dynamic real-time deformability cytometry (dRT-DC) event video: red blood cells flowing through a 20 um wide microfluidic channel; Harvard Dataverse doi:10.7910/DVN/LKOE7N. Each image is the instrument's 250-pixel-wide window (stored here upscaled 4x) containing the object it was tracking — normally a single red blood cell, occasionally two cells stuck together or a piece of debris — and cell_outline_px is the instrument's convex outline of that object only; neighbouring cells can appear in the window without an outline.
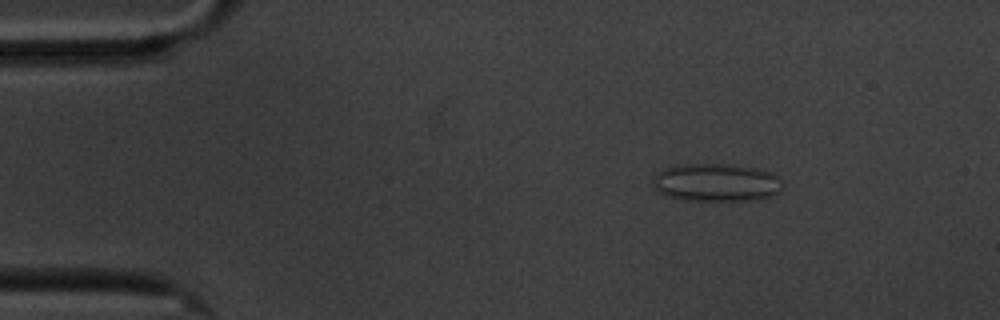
{"species": "common noctule bat (a hibernating species)", "species_latin": "Nyctalus noctula", "temperature_condition": "cold", "stored_images_in_passage": 8, "camera_frame_rate_fps": 3000, "um_per_image_px": 0.085, "animal": {"sex": "male", "body_mass_g": 20.1, "forearm_length_mm": 53.5}, "frame": {"image": 1, "passage_image": 3, "time_ms": 2.333, "image_size_px": [1000, 320], "cell_outline_px": [[784, 188], [780, 192], [772, 196], [756, 200], [684, 200], [668, 196], [660, 192], [656, 188], [656, 172], [664, 168], [676, 164], [724, 164], [756, 168], [772, 172], [784, 180]], "centroid_in_image_um": [60.98, 15.51], "position_along_channel_um": 24.0, "area_um2": 28.84}}
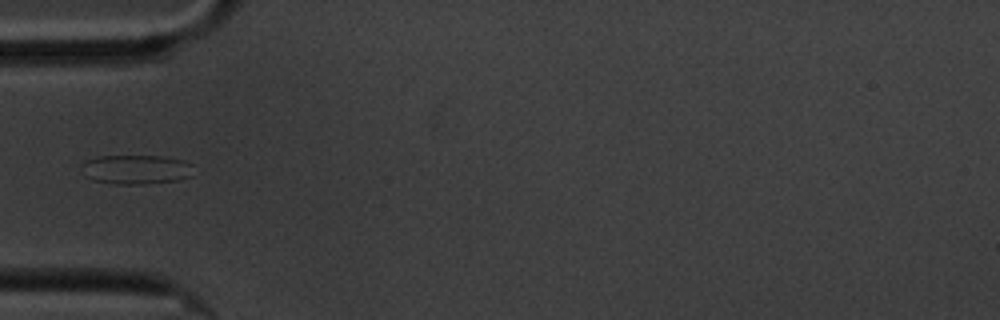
{"frame": {"image": 2, "passage_image": 6, "time_ms": 5.667, "image_size_px": [1000, 320], "cell_outline_px": [[192, 176], [176, 180], [144, 184], [112, 184], [92, 180], [84, 176], [80, 164], [96, 156], [160, 156], [184, 160], [192, 164]], "centroid_in_image_um": [11.53, 14.41], "position_along_channel_um": 73.5, "area_um2": 19.31}}
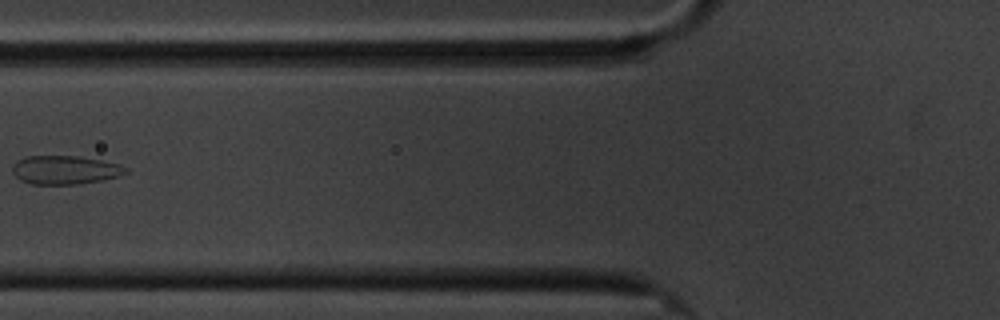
{"frame": {"image": 3, "passage_image": 7, "time_ms": 7.0, "image_size_px": [1000, 320], "cell_outline_px": [[128, 172], [120, 176], [100, 180], [76, 184], [32, 184], [20, 180], [12, 172], [12, 168], [20, 160], [28, 156], [80, 156], [100, 160], [116, 164], [128, 168]], "centroid_in_image_um": [5.54, 14.45], "position_along_channel_um": 120.3, "area_um2": 18.61}}